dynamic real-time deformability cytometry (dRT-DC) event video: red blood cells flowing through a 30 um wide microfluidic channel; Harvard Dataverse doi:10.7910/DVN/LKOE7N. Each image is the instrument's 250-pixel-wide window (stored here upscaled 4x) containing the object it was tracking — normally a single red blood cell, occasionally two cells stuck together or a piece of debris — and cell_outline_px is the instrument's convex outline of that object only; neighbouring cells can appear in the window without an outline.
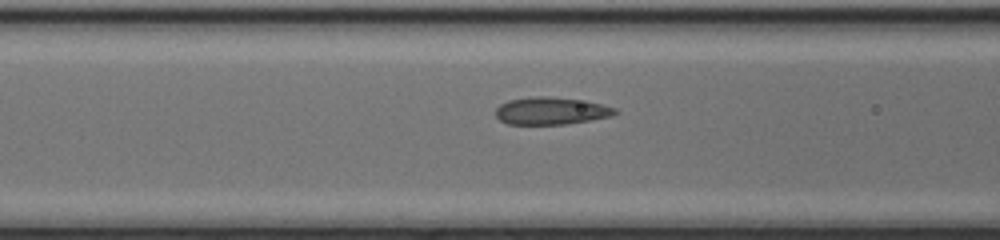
{"species": "common noctule bat (a hibernating species)", "species_latin": "Nyctalus noctula", "temperature_condition": "cold", "stored_images_in_passage": 41, "camera_frame_rate_fps": 3000, "um_per_image_px": 0.085, "animal": {"sex": "female", "body_mass_g": 17.0, "forearm_length_mm": 48.0}, "frame": {"image": 1, "passage_image": 12, "time_ms": 3.667, "image_size_px": [1000, 240], "cell_outline_px": [[620, 112], [612, 116], [564, 124], [508, 124], [500, 120], [496, 116], [496, 108], [500, 104], [508, 100], [536, 96], [548, 96], [576, 100], [600, 104], [616, 108]], "centroid_in_image_um": [46.82, 9.43], "position_along_channel_um": 119.8, "area_um2": 18.79}}
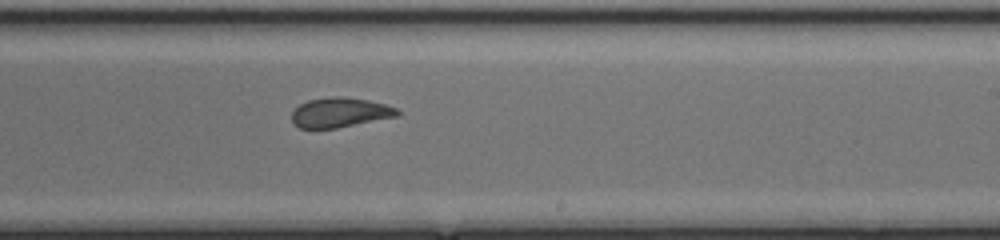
{"frame": {"image": 2, "passage_image": 22, "time_ms": 7.0, "image_size_px": [1000, 240], "cell_outline_px": [[400, 116], [336, 128], [300, 128], [292, 124], [292, 112], [300, 104], [308, 100], [328, 96], [344, 96], [368, 100], [384, 104], [396, 108], [400, 112]], "centroid_in_image_um": [28.89, 9.56], "position_along_channel_um": 260.1, "area_um2": 18.44}}
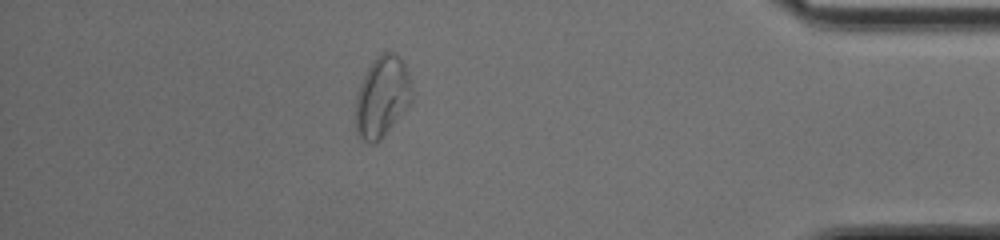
{"frame": {"image": 3, "passage_image": 35, "time_ms": 11.333, "image_size_px": [1000, 240], "cell_outline_px": [[412, 100], [408, 108], [380, 140], [376, 144], [368, 144], [356, 136], [356, 96], [360, 84], [372, 60], [380, 52], [392, 52], [400, 56], [408, 72], [412, 88]], "centroid_in_image_um": [32.48, 8.25], "position_along_channel_um": 402.7, "area_um2": 26.93}, "authors_computed_cell_mechanics": {"area_um2": 19.363, "velocity_mm_per_s": 4.2265, "shape_relaxation_time_tau1_ms": 8.0216, "shape_relaxation_time_tau2_ms": 1.0834, "deformation_change_tau1": 0.1607, "deformation_change_tau2": 0.0608}}